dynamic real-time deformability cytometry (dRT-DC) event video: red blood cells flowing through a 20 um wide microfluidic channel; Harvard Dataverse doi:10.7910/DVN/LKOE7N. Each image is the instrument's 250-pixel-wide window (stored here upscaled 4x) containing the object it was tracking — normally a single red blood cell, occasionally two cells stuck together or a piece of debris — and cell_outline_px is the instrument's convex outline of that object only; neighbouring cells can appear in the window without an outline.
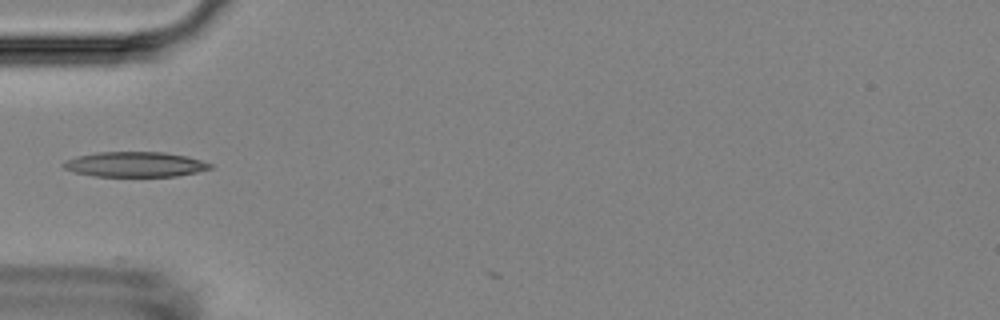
{"species": "Egyptian fruit bat (a non-hibernating species)", "species_latin": "Rousettus aegyptiacus", "temperature_condition": "room temperature", "stored_images_in_passage": 2, "camera_frame_rate_fps": 3000, "um_per_image_px": 0.085, "animal": {"sex": "female"}, "frame": {"image": 1, "passage_image": 1, "time_ms": 0.0, "image_size_px": [1000, 320], "cell_outline_px": [[212, 168], [196, 172], [176, 176], [96, 176], [76, 172], [64, 168], [60, 164], [76, 156], [96, 152], [164, 152], [188, 156], [212, 164]], "centroid_in_image_um": [11.48, 13.96], "position_along_channel_um": 73.5, "area_um2": 21.33}}